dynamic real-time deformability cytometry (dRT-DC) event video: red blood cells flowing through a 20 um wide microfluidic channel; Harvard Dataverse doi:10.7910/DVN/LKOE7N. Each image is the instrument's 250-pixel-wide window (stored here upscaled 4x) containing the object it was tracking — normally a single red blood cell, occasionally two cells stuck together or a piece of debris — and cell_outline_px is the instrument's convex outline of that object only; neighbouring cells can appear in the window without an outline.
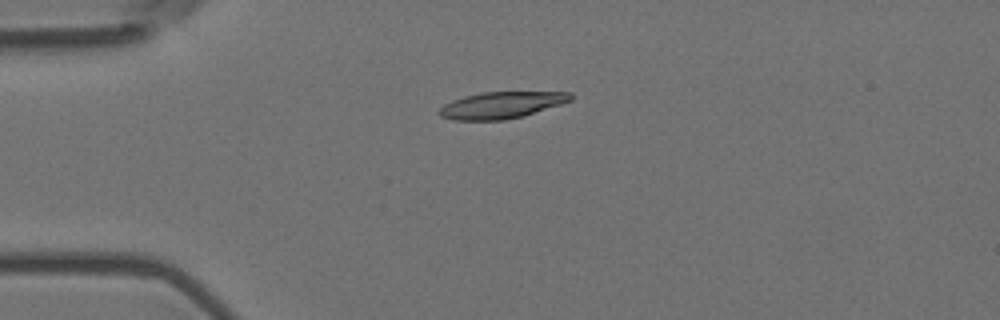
{"species": "Egyptian fruit bat (a non-hibernating species)", "species_latin": "Rousettus aegyptiacus", "temperature_condition": "room temperature", "stored_images_in_passage": 8, "camera_frame_rate_fps": 3000, "um_per_image_px": 0.085, "animal": {"sex": "female"}, "frame": {"image": 1, "passage_image": 5, "time_ms": 1.333, "image_size_px": [1000, 320], "cell_outline_px": [[572, 100], [524, 116], [504, 120], [452, 120], [440, 116], [436, 112], [444, 104], [452, 100], [464, 96], [480, 92], [572, 92]], "centroid_in_image_um": [42.58, 8.93], "position_along_channel_um": 42.4, "area_um2": 20.46}}
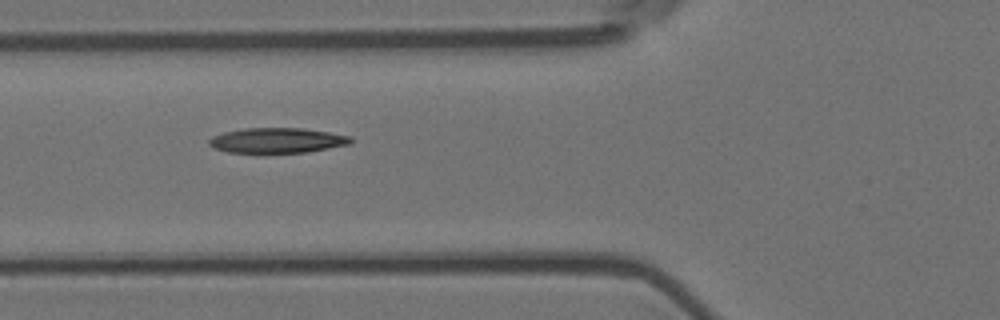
{"frame": {"image": 2, "passage_image": 7, "time_ms": 2.0, "image_size_px": [1000, 320], "cell_outline_px": [[352, 144], [308, 152], [228, 152], [212, 148], [208, 144], [208, 140], [212, 136], [224, 132], [244, 128], [300, 128], [328, 132], [352, 136]], "centroid_in_image_um": [23.56, 11.93], "position_along_channel_um": 102.2, "area_um2": 20.75}}
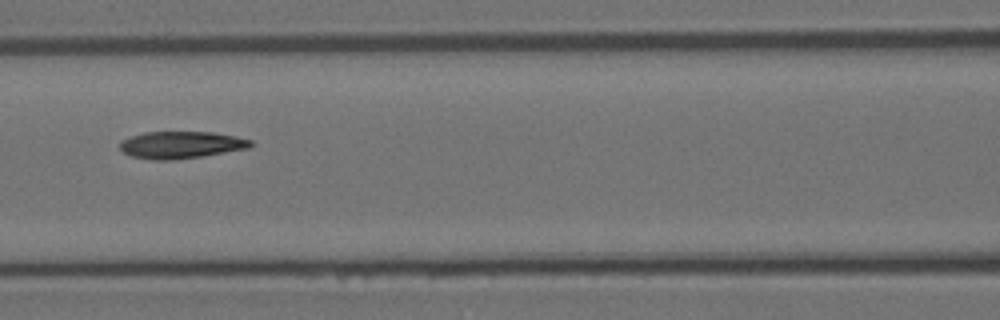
{"frame": {"image": 3, "passage_image": 8, "time_ms": 2.333, "image_size_px": [1000, 320], "cell_outline_px": [[252, 144], [248, 148], [204, 156], [172, 160], [152, 160], [132, 156], [124, 152], [120, 148], [120, 140], [144, 132], [212, 132], [236, 136], [252, 140]], "centroid_in_image_um": [15.39, 12.31], "position_along_channel_um": 151.2, "area_um2": 20.63}}